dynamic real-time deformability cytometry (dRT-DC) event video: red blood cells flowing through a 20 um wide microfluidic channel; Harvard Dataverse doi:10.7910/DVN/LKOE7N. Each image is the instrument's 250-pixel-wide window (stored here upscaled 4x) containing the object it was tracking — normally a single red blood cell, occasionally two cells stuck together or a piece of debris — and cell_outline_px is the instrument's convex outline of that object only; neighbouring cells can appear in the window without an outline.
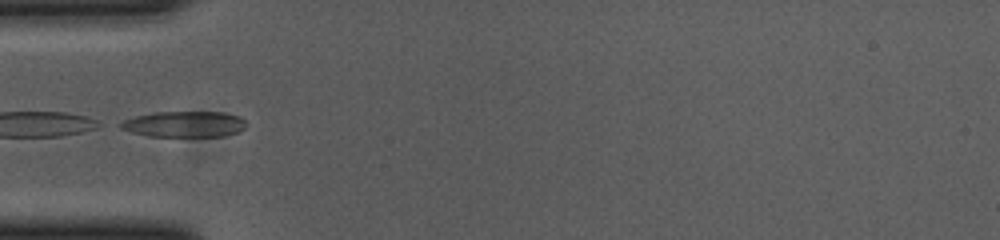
{"species": "common noctule bat (a hibernating species)", "species_latin": "Nyctalus noctula", "temperature_condition": "cold", "stored_images_in_passage": 37, "camera_frame_rate_fps": 3000, "um_per_image_px": 0.085, "animal": {"sex": "female", "body_mass_g": 23.0, "forearm_length_mm": 53.4}, "frame": {"image": 1, "passage_image": 1, "time_ms": 0.0, "image_size_px": [1000, 240], "cell_outline_px": [[248, 124], [240, 132], [224, 136], [148, 136], [132, 132], [120, 128], [116, 124], [124, 120], [136, 116], [156, 112], [224, 112], [240, 116]], "centroid_in_image_um": [15.7, 10.55], "position_along_channel_um": 69.3, "area_um2": 19.07}, "authors_computed_cell_mechanics": {"area_um2": 18.496, "velocity_mm_per_s": 3.707, "shape_relaxation_time_tau1_ms": null, "shape_relaxation_time_tau2_ms": 2.5305, "deformation_change_tau1": null, "deformation_change_tau2": 0.0835}}